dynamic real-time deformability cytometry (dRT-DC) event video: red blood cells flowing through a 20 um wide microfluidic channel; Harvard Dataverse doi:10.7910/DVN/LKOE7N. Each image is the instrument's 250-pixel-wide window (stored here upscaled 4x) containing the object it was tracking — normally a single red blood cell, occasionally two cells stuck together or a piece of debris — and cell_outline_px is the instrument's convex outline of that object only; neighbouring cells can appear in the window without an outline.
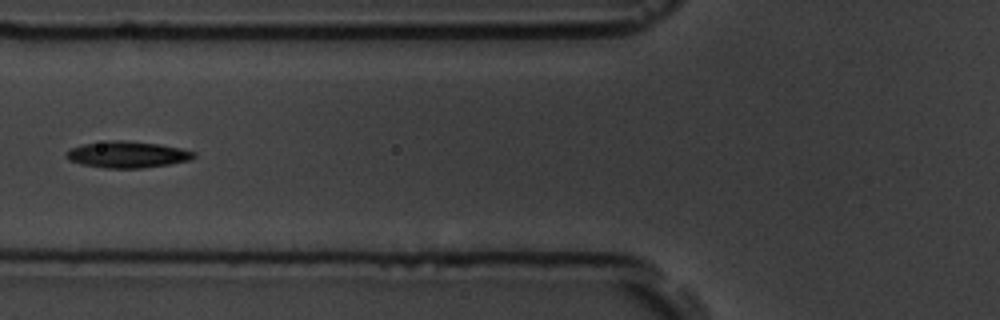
{"species": "common noctule bat (a hibernating species)", "species_latin": "Nyctalus noctula", "temperature_condition": "room temperature", "stored_images_in_passage": 15, "camera_frame_rate_fps": 3000, "um_per_image_px": 0.085, "animal": {"sex": "male", "body_mass_g": 19.5, "forearm_length_mm": 54.6}, "frame": {"image": 1, "passage_image": 5, "time_ms": 5.667, "image_size_px": [1000, 320], "cell_outline_px": [[196, 156], [188, 160], [168, 164], [140, 168], [104, 168], [80, 164], [68, 160], [64, 156], [64, 152], [72, 148], [84, 144], [108, 140], [124, 140], [160, 144], [180, 148], [196, 152]], "centroid_in_image_um": [10.78, 13.13], "position_along_channel_um": 115.0, "area_um2": 19.71}}
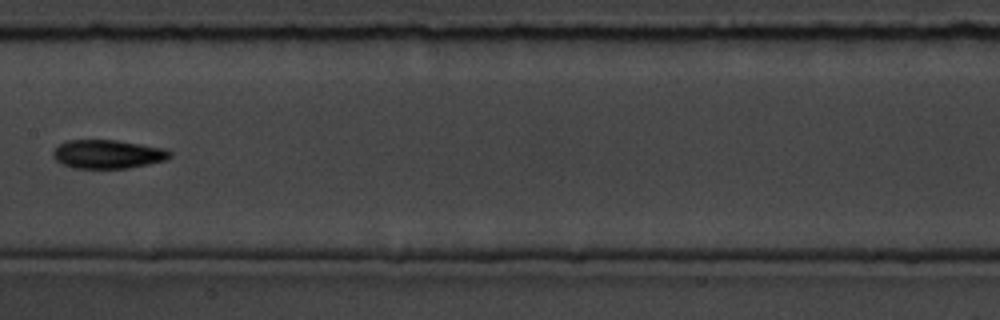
{"frame": {"image": 2, "passage_image": 7, "time_ms": 8.0, "image_size_px": [1000, 320], "cell_outline_px": [[172, 156], [164, 160], [148, 164], [128, 168], [76, 168], [64, 164], [56, 160], [52, 156], [52, 152], [60, 144], [68, 140], [116, 140], [164, 148], [172, 152]], "centroid_in_image_um": [9.17, 13.1], "position_along_channel_um": 198.2, "area_um2": 19.36}, "authors_computed_cell_mechanics": {"area_um2": 18.496, "velocity_mm_per_s": 3.5702, "shape_relaxation_time_tau1_ms": 7.553, "shape_relaxation_time_tau2_ms": 7.854, "deformation_change_tau1": 0.1504, "deformation_change_tau2": 0.1641}}